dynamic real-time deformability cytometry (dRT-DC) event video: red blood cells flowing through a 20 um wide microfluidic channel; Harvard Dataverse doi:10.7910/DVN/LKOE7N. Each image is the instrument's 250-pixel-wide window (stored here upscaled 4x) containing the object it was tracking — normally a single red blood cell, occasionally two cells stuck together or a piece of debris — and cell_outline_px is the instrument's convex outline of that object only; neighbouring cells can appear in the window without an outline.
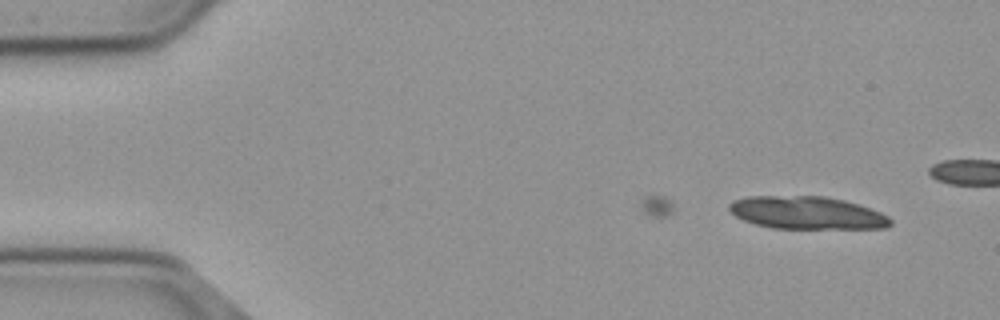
{"species": "common noctule bat (a hibernating species)", "species_latin": "Nyctalus noctula", "temperature_condition": "cold", "stored_images_in_passage": 12, "camera_frame_rate_fps": 3000, "um_per_image_px": 0.085, "animal": {"sex": "male", "body_mass_g": 23.1, "forearm_length_mm": 52.7}, "frame": {"image": 1, "passage_image": 1, "time_ms": 0.0, "image_size_px": [1000, 320], "cell_outline_px": [[892, 224], [888, 228], [772, 228], [756, 224], [744, 220], [736, 216], [728, 208], [728, 204], [732, 200], [748, 196], [824, 196], [844, 200], [880, 212], [888, 216], [892, 220]], "centroid_in_image_um": [68.58, 18.08], "position_along_channel_um": 16.4, "area_um2": 30.63}}